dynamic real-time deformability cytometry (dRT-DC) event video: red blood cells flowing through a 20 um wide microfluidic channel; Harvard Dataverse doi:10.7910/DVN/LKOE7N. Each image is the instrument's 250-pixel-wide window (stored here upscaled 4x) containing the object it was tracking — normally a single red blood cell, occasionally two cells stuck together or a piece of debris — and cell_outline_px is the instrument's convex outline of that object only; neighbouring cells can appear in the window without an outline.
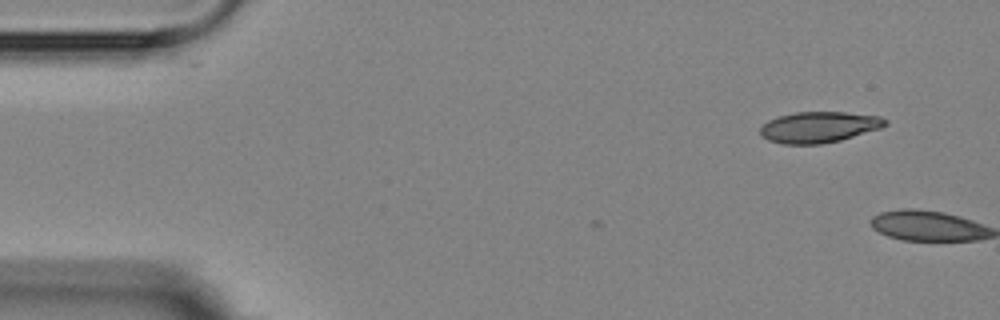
{"species": "Egyptian fruit bat (a non-hibernating species)", "species_latin": "Rousettus aegyptiacus", "temperature_condition": "room temperature", "stored_images_in_passage": 2, "camera_frame_rate_fps": 3000, "um_per_image_px": 0.085, "animal": {"sex": "female"}, "frame": {"image": 1, "passage_image": 2, "time_ms": 1.333, "image_size_px": [1000, 320], "cell_outline_px": [[888, 124], [880, 128], [840, 140], [820, 144], [784, 144], [768, 140], [760, 132], [760, 128], [768, 120], [780, 116], [796, 112], [844, 112], [880, 116], [888, 120]], "centroid_in_image_um": [69.63, 10.8], "position_along_channel_um": 15.4, "area_um2": 22.37}}